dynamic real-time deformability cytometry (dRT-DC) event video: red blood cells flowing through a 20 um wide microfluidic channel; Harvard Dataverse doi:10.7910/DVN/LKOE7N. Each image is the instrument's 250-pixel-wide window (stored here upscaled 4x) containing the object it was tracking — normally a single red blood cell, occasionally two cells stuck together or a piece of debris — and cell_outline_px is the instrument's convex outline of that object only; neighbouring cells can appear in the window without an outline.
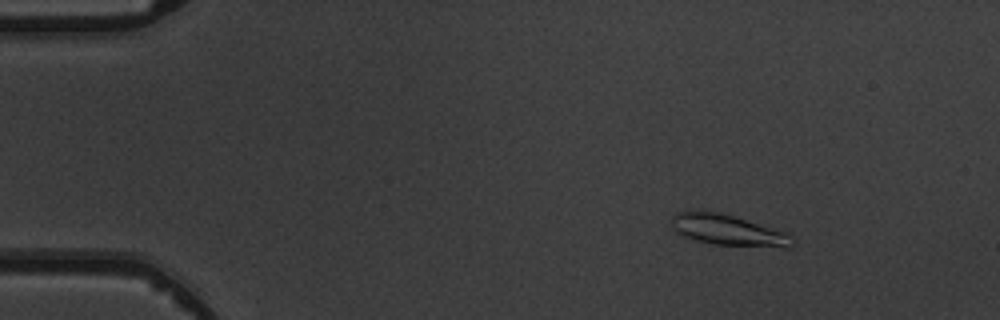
{"species": "common noctule bat (a hibernating species)", "species_latin": "Nyctalus noctula", "temperature_condition": "warm", "stored_images_in_passage": 7, "camera_frame_rate_fps": 3000, "um_per_image_px": 0.085, "animal": {"sex": "male", "body_mass_g": 19.5, "forearm_length_mm": 54.6}, "frame": {"image": 1, "passage_image": 1, "time_ms": 0.0, "image_size_px": [1000, 320], "cell_outline_px": [[796, 244], [792, 248], [784, 248], [712, 244], [696, 240], [684, 236], [668, 228], [672, 216], [676, 212], [704, 208], [788, 232], [796, 240]], "centroid_in_image_um": [61.87, 19.55], "position_along_channel_um": 23.1, "area_um2": 22.6}}
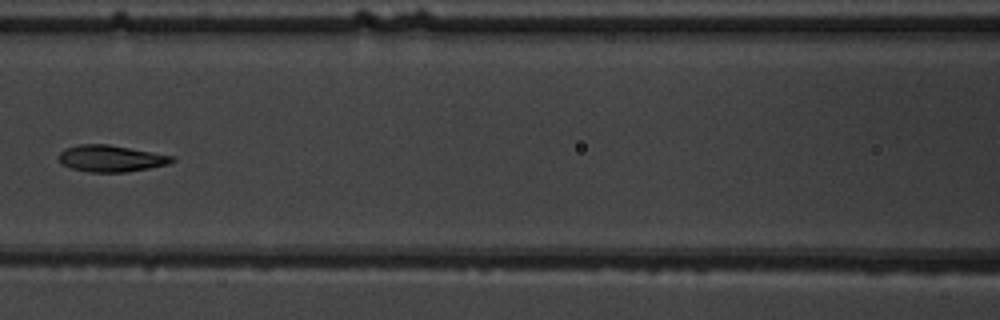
{"frame": {"image": 2, "passage_image": 6, "time_ms": 5.667, "image_size_px": [1000, 320], "cell_outline_px": [[176, 160], [168, 164], [148, 168], [124, 172], [88, 172], [72, 168], [60, 164], [56, 156], [64, 148], [76, 144], [108, 144], [176, 156]], "centroid_in_image_um": [9.39, 13.46], "position_along_channel_um": 157.2, "area_um2": 17.8}}
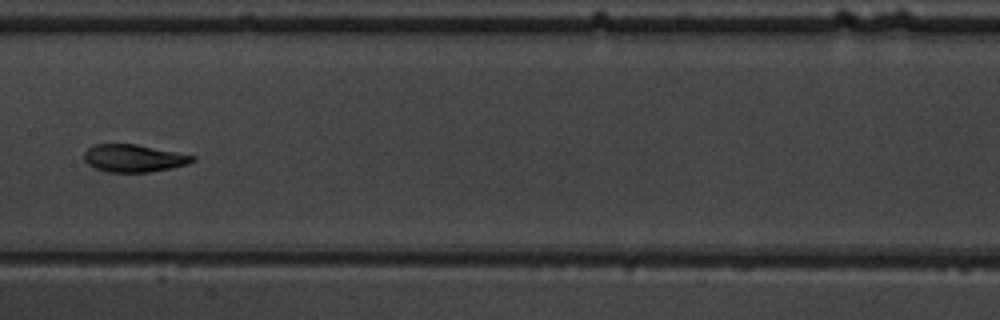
{"frame": {"image": 3, "passage_image": 7, "time_ms": 6.667, "image_size_px": [1000, 320], "cell_outline_px": [[196, 160], [188, 164], [148, 172], [108, 172], [92, 168], [84, 160], [84, 152], [92, 144], [136, 144], [196, 156]], "centroid_in_image_um": [11.33, 13.44], "position_along_channel_um": 196.1, "area_um2": 17.4}}